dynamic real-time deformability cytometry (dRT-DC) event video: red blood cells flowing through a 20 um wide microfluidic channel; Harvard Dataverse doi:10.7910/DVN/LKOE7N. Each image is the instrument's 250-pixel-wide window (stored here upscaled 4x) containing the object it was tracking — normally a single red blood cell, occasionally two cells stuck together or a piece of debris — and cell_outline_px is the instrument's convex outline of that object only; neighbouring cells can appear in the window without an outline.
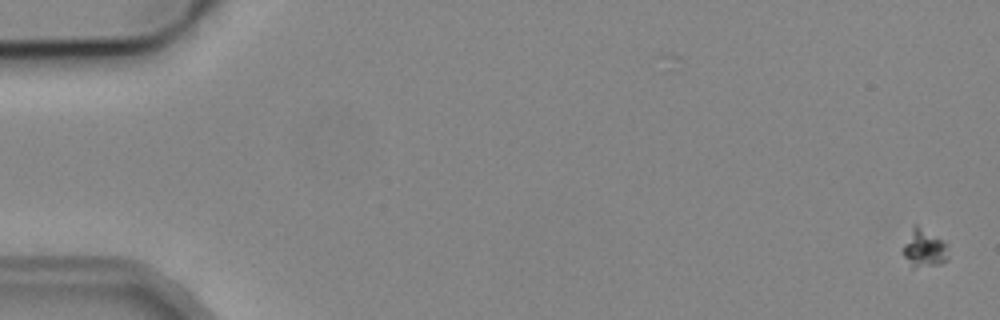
{"species": "common noctule bat (a hibernating species)", "species_latin": "Nyctalus noctula", "temperature_condition": "cold", "stored_images_in_passage": 5, "camera_frame_rate_fps": 3000, "um_per_image_px": 0.085, "animal": {"sex": "male", "body_mass_g": 19.2, "forearm_length_mm": 51.8}, "frame": {"image": 1, "passage_image": 1, "time_ms": 0.0, "image_size_px": [1000, 320], "cell_outline_px": [[948, 260], [940, 264], [912, 268], [900, 252], [912, 224], [916, 224], [948, 244]], "centroid_in_image_um": [78.52, 21.11], "position_along_channel_um": 6.5, "area_um2": 10.29}}